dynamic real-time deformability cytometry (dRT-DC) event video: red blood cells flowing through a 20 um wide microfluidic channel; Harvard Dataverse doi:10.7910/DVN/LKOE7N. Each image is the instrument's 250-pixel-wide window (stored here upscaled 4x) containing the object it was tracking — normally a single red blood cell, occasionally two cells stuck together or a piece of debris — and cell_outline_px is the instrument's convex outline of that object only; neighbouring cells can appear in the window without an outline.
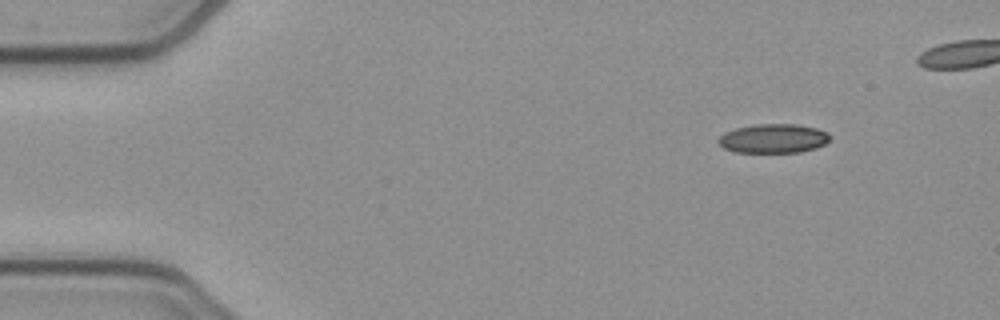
{"species": "common noctule bat (a hibernating species)", "species_latin": "Nyctalus noctula", "temperature_condition": "cold", "stored_images_in_passage": 42, "camera_frame_rate_fps": 3000, "um_per_image_px": 0.085, "animal": {"sex": "female", "body_mass_g": 21.9}, "frame": {"image": 1, "passage_image": 1, "time_ms": 0.0, "image_size_px": [1000, 320], "cell_outline_px": [[828, 140], [824, 144], [816, 148], [800, 152], [736, 152], [724, 148], [716, 140], [724, 132], [736, 128], [756, 124], [796, 124], [816, 128], [828, 132]], "centroid_in_image_um": [65.71, 11.77], "position_along_channel_um": 19.3, "area_um2": 18.84}}
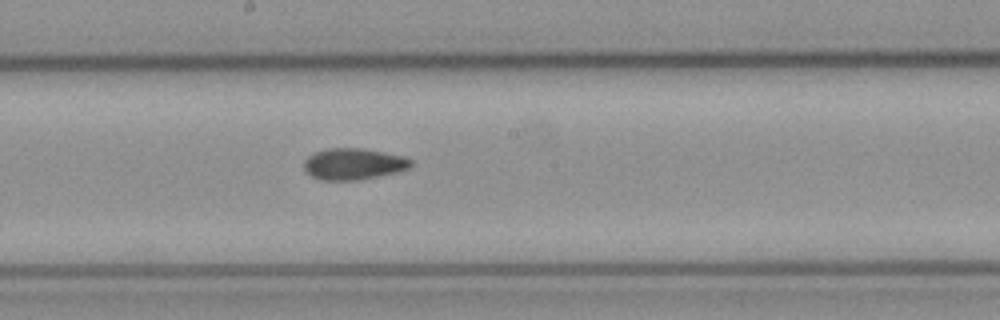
{"frame": {"image": 2, "passage_image": 23, "time_ms": 7.333, "image_size_px": [1000, 320], "cell_outline_px": [[412, 164], [408, 168], [396, 172], [356, 180], [320, 180], [304, 172], [304, 160], [308, 156], [316, 152], [328, 148], [360, 148], [384, 152], [404, 156], [412, 160]], "centroid_in_image_um": [30.01, 13.93], "position_along_channel_um": 218.2, "area_um2": 19.48}}
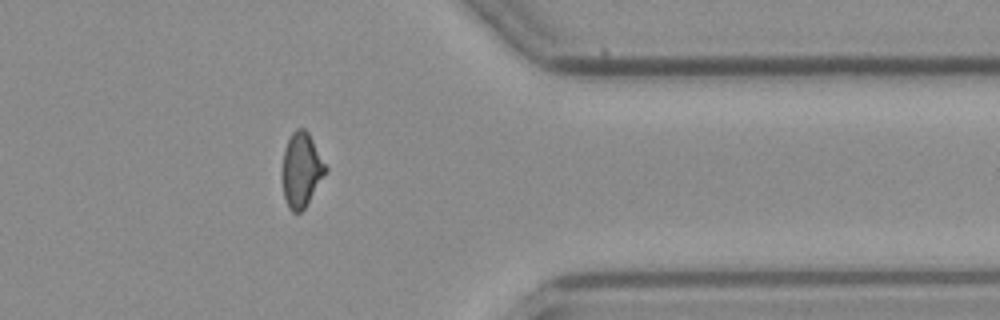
{"frame": {"image": 3, "passage_image": 37, "time_ms": 12.0, "image_size_px": [1000, 320], "cell_outline_px": [[328, 168], [304, 208], [300, 212], [292, 212], [288, 208], [284, 196], [280, 176], [280, 172], [284, 148], [292, 132], [296, 128], [304, 128], [308, 132]], "centroid_in_image_um": [25.56, 14.42], "position_along_channel_um": 385.8, "area_um2": 18.9}}